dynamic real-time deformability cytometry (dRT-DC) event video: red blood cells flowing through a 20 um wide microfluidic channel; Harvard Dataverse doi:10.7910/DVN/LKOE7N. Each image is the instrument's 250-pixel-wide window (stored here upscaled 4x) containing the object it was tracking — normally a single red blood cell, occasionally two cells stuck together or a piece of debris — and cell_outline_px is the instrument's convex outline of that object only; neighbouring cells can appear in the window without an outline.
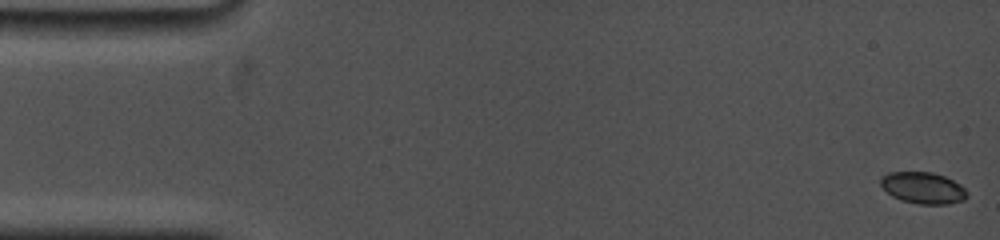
{"species": "common noctule bat (a hibernating species)", "species_latin": "Nyctalus noctula", "temperature_condition": "cold", "stored_images_in_passage": 7, "camera_frame_rate_fps": 5000, "um_per_image_px": 0.085, "animal": {"sex": "female", "body_mass_g": 19.0, "forearm_length_mm": 53.3}, "frame": {"image": 1, "passage_image": 1, "time_ms": 0.0, "image_size_px": [1000, 240], "cell_outline_px": [[968, 196], [964, 200], [948, 204], [920, 204], [900, 200], [892, 196], [880, 184], [880, 176], [888, 172], [932, 172], [944, 176], [960, 184], [968, 192]], "centroid_in_image_um": [78.46, 15.97], "position_along_channel_um": 6.5, "area_um2": 15.95}}
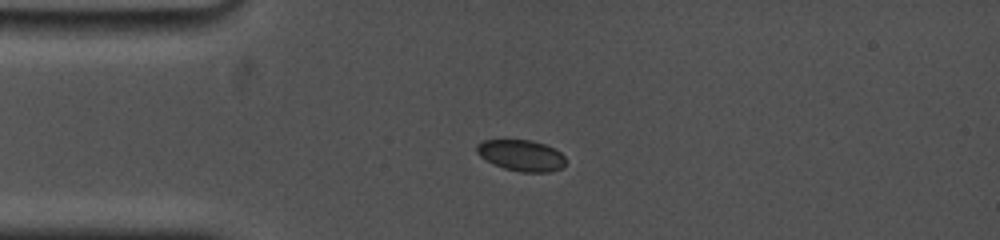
{"frame": {"image": 2, "passage_image": 6, "time_ms": 4.2, "image_size_px": [1000, 240], "cell_outline_px": [[564, 168], [548, 172], [520, 172], [504, 168], [480, 156], [476, 152], [476, 144], [484, 140], [532, 140], [544, 144], [560, 152], [564, 156]], "centroid_in_image_um": [44.31, 13.21], "position_along_channel_um": 40.7, "area_um2": 16.01}}